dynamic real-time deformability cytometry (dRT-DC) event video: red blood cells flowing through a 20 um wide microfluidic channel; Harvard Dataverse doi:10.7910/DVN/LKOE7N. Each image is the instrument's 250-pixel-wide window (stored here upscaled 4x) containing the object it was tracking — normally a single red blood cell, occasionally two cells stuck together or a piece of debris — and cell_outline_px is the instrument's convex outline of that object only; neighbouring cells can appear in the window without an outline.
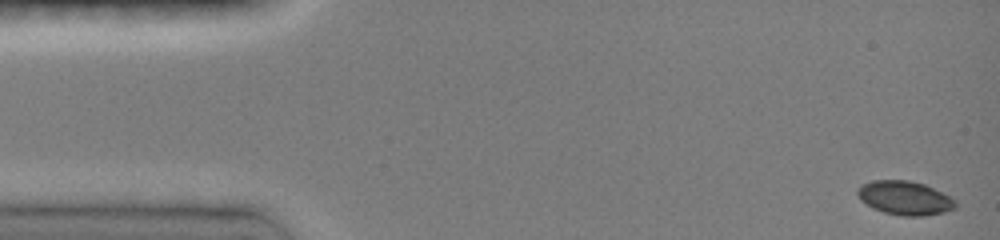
{"species": "common noctule bat (a hibernating species)", "species_latin": "Nyctalus noctula", "temperature_condition": "room temperature", "stored_images_in_passage": 8, "camera_frame_rate_fps": 3000, "um_per_image_px": 0.085, "animal": {"sex": "female", "body_mass_g": 19.0, "forearm_length_mm": 51.5}, "frame": {"image": 1, "passage_image": 1, "time_ms": 0.0, "image_size_px": [1000, 240], "cell_outline_px": [[956, 208], [944, 212], [924, 216], [904, 216], [884, 212], [872, 208], [860, 200], [856, 192], [860, 184], [872, 180], [908, 180], [924, 184], [956, 200]], "centroid_in_image_um": [76.87, 16.82], "position_along_channel_um": 8.1, "area_um2": 19.36}}
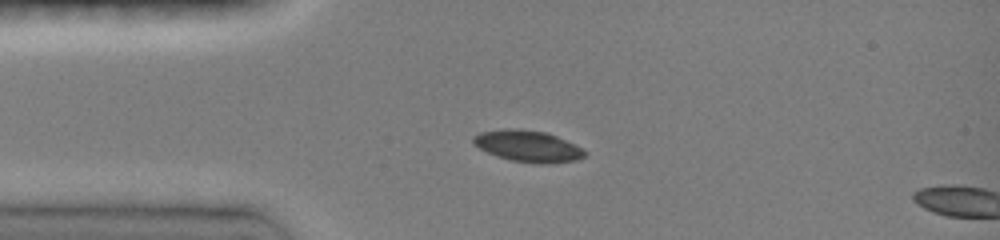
{"frame": {"image": 2, "passage_image": 7, "time_ms": 3.333, "image_size_px": [1000, 240], "cell_outline_px": [[588, 152], [584, 156], [576, 160], [540, 164], [512, 160], [496, 156], [472, 144], [472, 136], [480, 132], [504, 128], [520, 128], [544, 132], [556, 136], [576, 144]], "centroid_in_image_um": [44.85, 12.4], "position_along_channel_um": 40.1, "area_um2": 20.46}}